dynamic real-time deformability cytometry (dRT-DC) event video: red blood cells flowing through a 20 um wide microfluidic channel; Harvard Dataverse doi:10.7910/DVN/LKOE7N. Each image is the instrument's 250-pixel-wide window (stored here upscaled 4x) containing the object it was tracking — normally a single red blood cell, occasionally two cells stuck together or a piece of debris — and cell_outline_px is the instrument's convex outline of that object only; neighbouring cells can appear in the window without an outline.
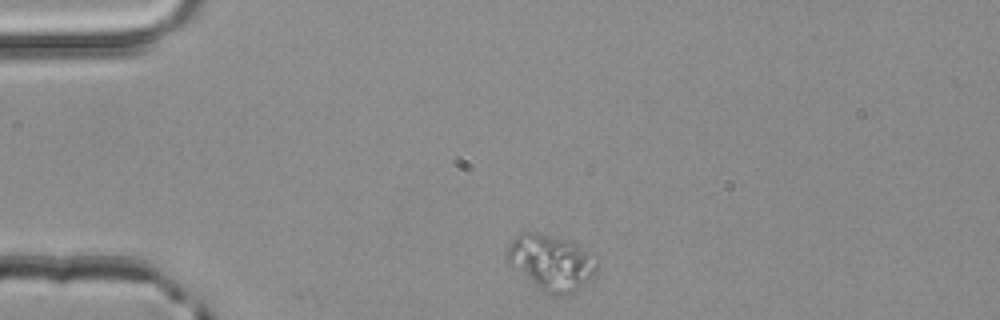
{"species": "common noctule bat (a hibernating species)", "species_latin": "Nyctalus noctula", "temperature_condition": "room temperature", "stored_images_in_passage": 26, "camera_frame_rate_fps": 3000, "um_per_image_px": 0.085, "animal": {"sex": "male", "body_mass_g": 20.4}, "frame": {"image": 1, "passage_image": 1, "time_ms": 0.0, "image_size_px": [1000, 320], "cell_outline_px": [[600, 264], [596, 276], [568, 296], [552, 296], [544, 292], [508, 264], [508, 248], [512, 240], [520, 232], [532, 232], [572, 240], [596, 256]], "centroid_in_image_um": [46.94, 22.33], "position_along_channel_um": 38.1, "area_um2": 29.65}}
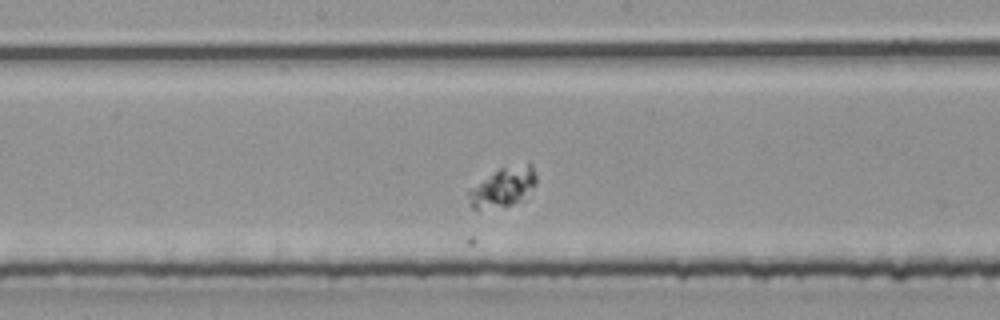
{"frame": {"image": 2, "passage_image": 17, "time_ms": 5.333, "image_size_px": [1000, 320], "cell_outline_px": [[536, 184], [520, 200], [512, 204], [476, 208], [472, 208], [468, 196], [468, 192], [472, 188], [500, 168], [528, 160], [532, 164], [536, 176]], "centroid_in_image_um": [42.84, 15.82], "position_along_channel_um": 205.4, "area_um2": 15.03}}